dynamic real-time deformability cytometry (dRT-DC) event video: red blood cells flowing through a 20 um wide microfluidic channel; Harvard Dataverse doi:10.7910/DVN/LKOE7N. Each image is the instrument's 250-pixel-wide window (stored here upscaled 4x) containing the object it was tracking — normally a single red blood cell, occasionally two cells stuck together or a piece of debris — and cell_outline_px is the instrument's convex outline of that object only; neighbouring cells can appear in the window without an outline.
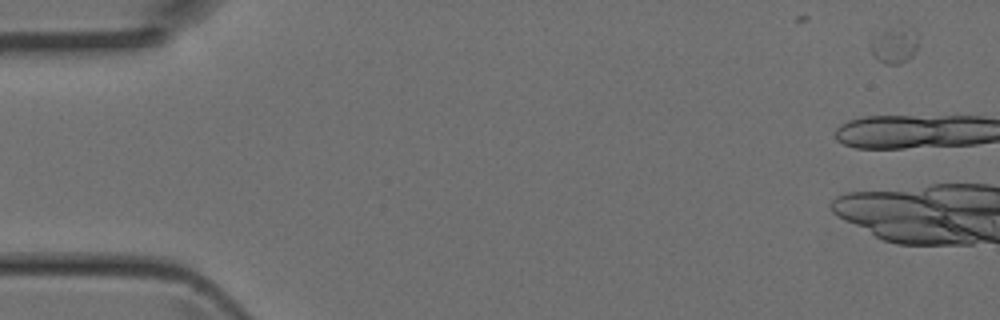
{"species": "Egyptian fruit bat (a non-hibernating species)", "species_latin": "Rousettus aegyptiacus", "temperature_condition": "room temperature", "stored_images_in_passage": 7, "camera_frame_rate_fps": 3000, "um_per_image_px": 0.085, "animal": {"sex": "female"}, "frame": {"image": 1, "passage_image": 1, "time_ms": 0.0, "image_size_px": [1000, 320], "cell_outline_px": [[916, 52], [908, 60], [900, 64], [888, 64], [880, 60], [868, 48], [868, 44], [888, 28], [900, 20], [912, 28], [916, 36]], "centroid_in_image_um": [76.06, 3.76], "position_along_channel_um": 8.9, "area_um2": 10.35}}